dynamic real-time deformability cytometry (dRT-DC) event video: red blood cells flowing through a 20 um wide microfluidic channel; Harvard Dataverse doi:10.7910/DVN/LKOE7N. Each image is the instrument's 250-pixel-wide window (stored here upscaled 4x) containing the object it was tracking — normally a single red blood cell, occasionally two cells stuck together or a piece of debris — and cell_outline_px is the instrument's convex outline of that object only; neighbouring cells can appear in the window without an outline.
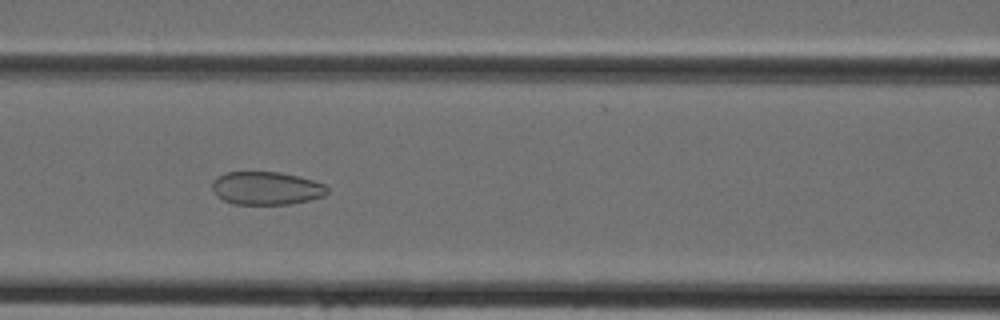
{"species": "Egyptian fruit bat (a non-hibernating species)", "species_latin": "Rousettus aegyptiacus", "temperature_condition": "cold", "stored_images_in_passage": 35, "camera_frame_rate_fps": 3000, "um_per_image_px": 0.085, "animal": {"sex": "female"}, "frame": {"image": 1, "passage_image": 14, "time_ms": 4.333, "image_size_px": [1000, 320], "cell_outline_px": [[328, 192], [324, 196], [308, 200], [288, 204], [232, 204], [216, 196], [212, 188], [212, 180], [216, 176], [224, 172], [280, 172], [312, 180], [324, 184], [328, 188]], "centroid_in_image_um": [22.59, 15.99], "position_along_channel_um": 144.0, "area_um2": 22.25}}
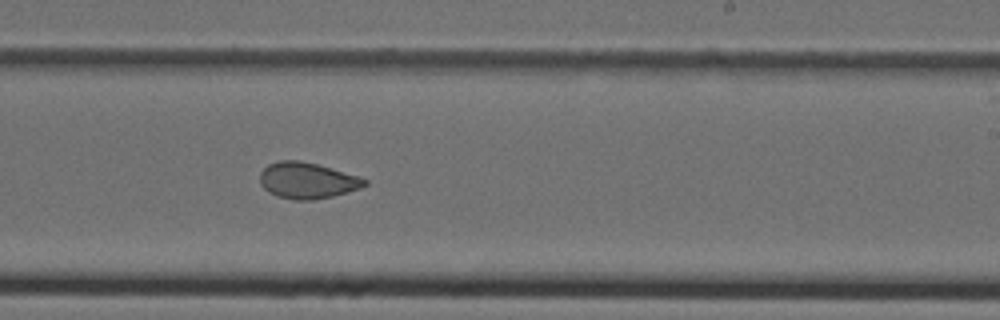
{"frame": {"image": 2, "passage_image": 22, "time_ms": 7.0, "image_size_px": [1000, 320], "cell_outline_px": [[368, 184], [360, 188], [332, 196], [312, 200], [292, 200], [276, 196], [268, 192], [260, 184], [260, 172], [268, 164], [280, 160], [300, 160], [316, 164], [360, 176], [368, 180]], "centroid_in_image_um": [26.1, 15.34], "position_along_channel_um": 262.9, "area_um2": 22.14}}
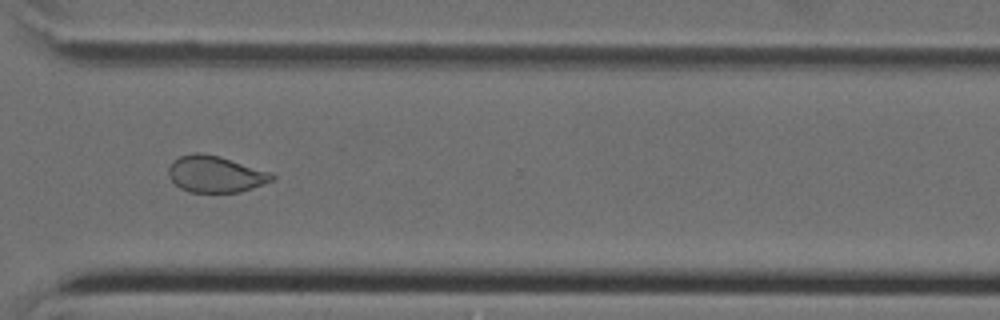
{"frame": {"image": 3, "passage_image": 28, "time_ms": 9.0, "image_size_px": [1000, 320], "cell_outline_px": [[276, 176], [272, 180], [252, 188], [240, 192], [188, 192], [180, 188], [168, 176], [168, 168], [172, 160], [180, 156], [192, 152], [200, 152], [220, 156], [272, 172]], "centroid_in_image_um": [18.29, 14.78], "position_along_channel_um": 352.3, "area_um2": 22.2}}